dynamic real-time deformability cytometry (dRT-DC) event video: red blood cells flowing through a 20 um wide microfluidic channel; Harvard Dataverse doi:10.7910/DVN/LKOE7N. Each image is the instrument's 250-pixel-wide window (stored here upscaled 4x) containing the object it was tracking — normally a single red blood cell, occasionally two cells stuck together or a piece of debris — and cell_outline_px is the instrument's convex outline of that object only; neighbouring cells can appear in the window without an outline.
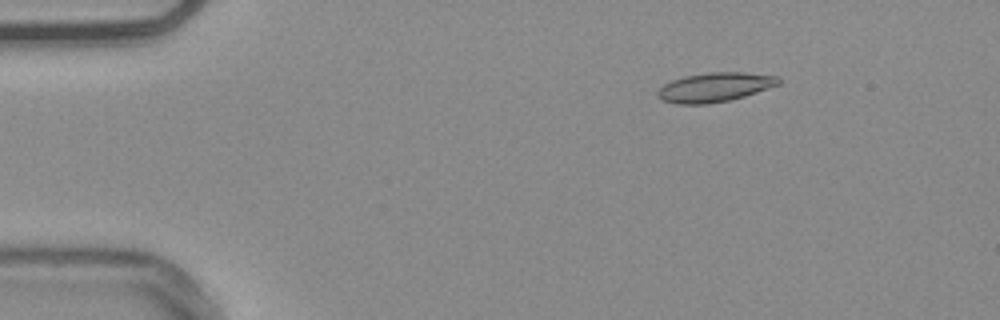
{"species": "common noctule bat (a hibernating species)", "species_latin": "Nyctalus noctula", "temperature_condition": "warm", "stored_images_in_passage": 51, "camera_frame_rate_fps": 3000, "um_per_image_px": 0.085, "animal": {"sex": "male", "body_mass_g": 20.4}, "frame": {"image": 1, "passage_image": 5, "time_ms": 1.333, "image_size_px": [1000, 320], "cell_outline_px": [[780, 84], [744, 96], [728, 100], [708, 104], [676, 104], [664, 100], [656, 96], [656, 92], [664, 84], [672, 80], [684, 76], [708, 72], [744, 72], [776, 76], [780, 80]], "centroid_in_image_um": [60.72, 7.41], "position_along_channel_um": 24.3, "area_um2": 20.52}}
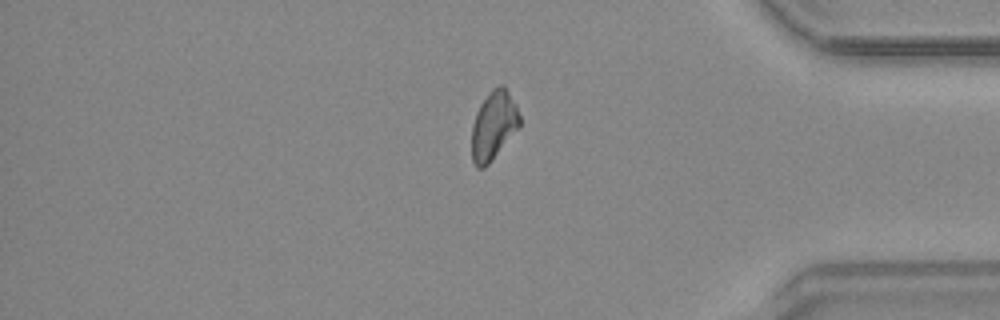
{"frame": {"image": 2, "passage_image": 42, "time_ms": 13.667, "image_size_px": [1000, 320], "cell_outline_px": [[520, 128], [488, 164], [484, 168], [476, 168], [472, 160], [472, 124], [476, 112], [480, 104], [492, 88], [500, 84], [504, 84], [516, 104], [520, 116]], "centroid_in_image_um": [41.97, 10.65], "position_along_channel_um": 393.2, "area_um2": 19.42}}
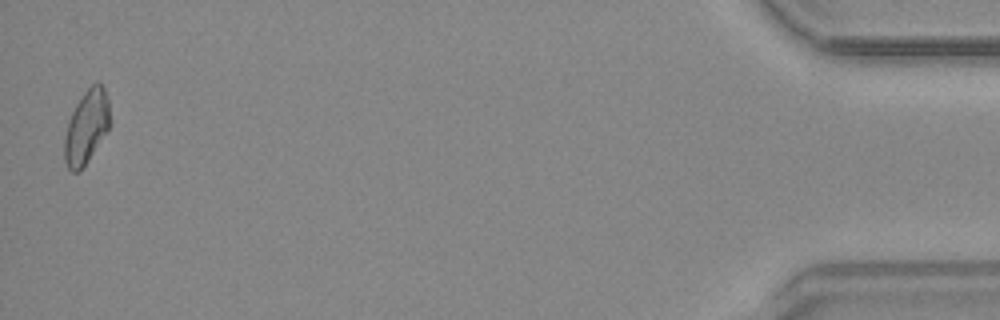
{"frame": {"image": 3, "passage_image": 50, "time_ms": 16.333, "image_size_px": [1000, 320], "cell_outline_px": [[108, 128], [88, 160], [76, 172], [72, 172], [68, 168], [64, 160], [64, 136], [68, 120], [76, 104], [84, 92], [96, 80], [104, 88], [108, 100]], "centroid_in_image_um": [7.3, 10.77], "position_along_channel_um": 427.9, "area_um2": 18.96}, "authors_computed_cell_mechanics": {"area_um2": 19.4786, "velocity_mm_per_s": 3.7984, "shape_relaxation_time_tau1_ms": null, "shape_relaxation_time_tau2_ms": 8.4172, "deformation_change_tau1": null, "deformation_change_tau2": 0.1729}}